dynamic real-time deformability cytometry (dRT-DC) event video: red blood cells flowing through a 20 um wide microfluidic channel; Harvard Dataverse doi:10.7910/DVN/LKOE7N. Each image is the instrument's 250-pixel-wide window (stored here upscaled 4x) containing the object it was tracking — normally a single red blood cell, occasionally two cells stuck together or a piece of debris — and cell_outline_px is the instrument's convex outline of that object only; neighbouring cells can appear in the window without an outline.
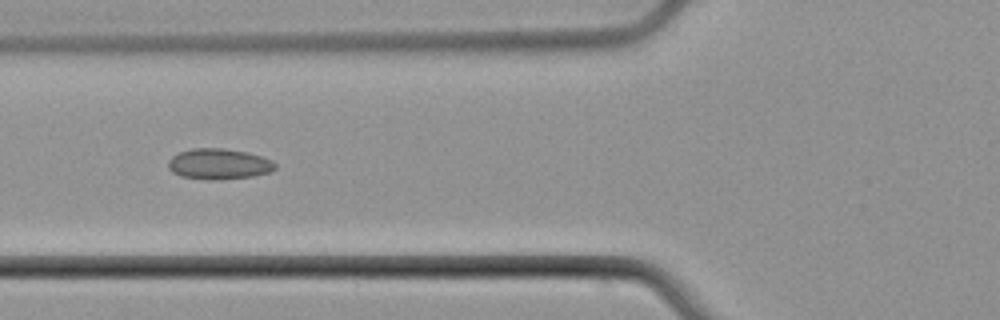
{"species": "common noctule bat (a hibernating species)", "species_latin": "Nyctalus noctula", "temperature_condition": "cold", "stored_images_in_passage": 5, "camera_frame_rate_fps": 3000, "um_per_image_px": 0.085, "animal": {"sex": "male", "body_mass_g": 21.5, "forearm_length_mm": 52.0}, "frame": {"image": 1, "passage_image": 4, "time_ms": 3.667, "image_size_px": [1000, 320], "cell_outline_px": [[276, 168], [272, 172], [252, 176], [220, 180], [208, 180], [180, 176], [172, 172], [168, 168], [168, 160], [172, 156], [180, 152], [192, 148], [224, 148], [248, 152], [272, 160], [276, 164]], "centroid_in_image_um": [18.61, 13.94], "position_along_channel_um": 107.2, "area_um2": 19.36}}
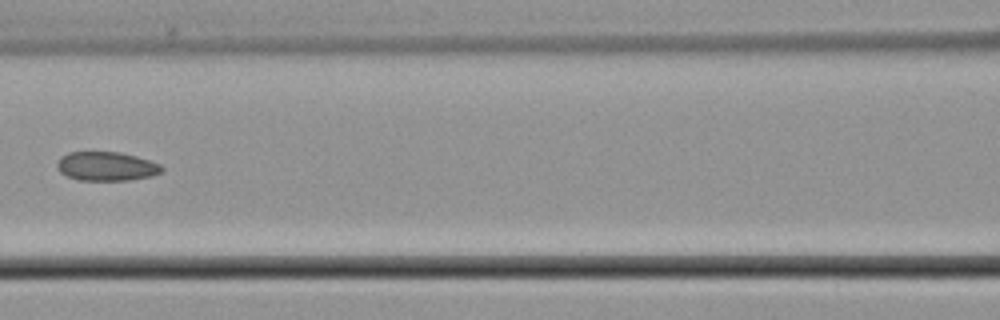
{"frame": {"image": 2, "passage_image": 5, "time_ms": 5.0, "image_size_px": [1000, 320], "cell_outline_px": [[164, 168], [160, 172], [152, 176], [128, 180], [80, 180], [68, 176], [60, 172], [56, 168], [56, 164], [60, 156], [68, 152], [120, 152], [136, 156], [160, 164]], "centroid_in_image_um": [9.02, 14.13], "position_along_channel_um": 157.6, "area_um2": 17.69}}